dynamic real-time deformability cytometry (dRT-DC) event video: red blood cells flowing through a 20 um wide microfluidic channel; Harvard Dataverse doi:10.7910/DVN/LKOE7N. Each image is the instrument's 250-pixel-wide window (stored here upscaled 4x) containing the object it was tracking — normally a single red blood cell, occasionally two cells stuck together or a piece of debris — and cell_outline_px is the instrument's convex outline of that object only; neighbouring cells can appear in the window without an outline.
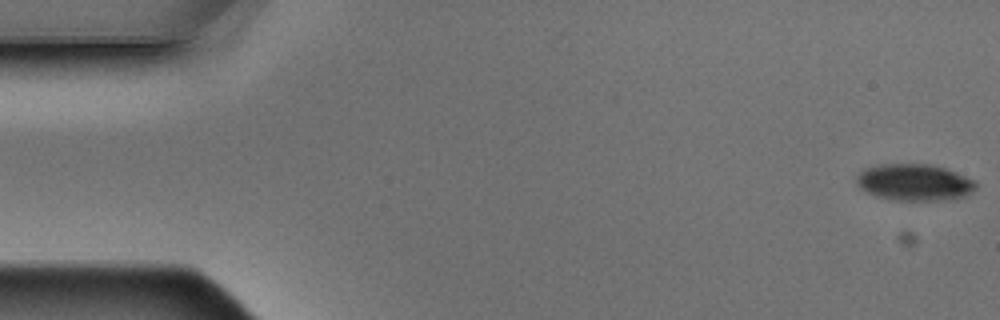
{"species": "Egyptian fruit bat (a non-hibernating species)", "species_latin": "Rousettus aegyptiacus", "temperature_condition": "warm", "stored_images_in_passage": 4, "camera_frame_rate_fps": 3000, "um_per_image_px": 0.085, "animal": {"sex": "male"}, "frame": {"image": 1, "passage_image": 1, "time_ms": 0.0, "image_size_px": [1000, 320], "cell_outline_px": [[976, 188], [972, 192], [956, 200], [896, 200], [876, 196], [860, 188], [856, 184], [856, 176], [864, 168], [880, 164], [932, 164], [956, 172], [976, 180]], "centroid_in_image_um": [77.74, 15.5], "position_along_channel_um": 7.3, "area_um2": 25.72}}
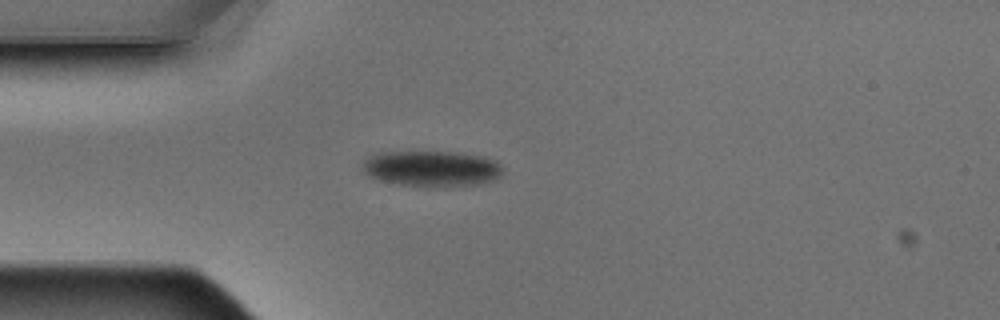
{"frame": {"image": 2, "passage_image": 4, "time_ms": 1.0, "image_size_px": [1000, 320], "cell_outline_px": [[500, 176], [492, 180], [480, 184], [428, 188], [400, 184], [380, 180], [368, 176], [364, 172], [364, 160], [376, 152], [456, 152], [484, 156], [500, 164]], "centroid_in_image_um": [36.67, 14.34], "position_along_channel_um": 48.3, "area_um2": 29.3}}